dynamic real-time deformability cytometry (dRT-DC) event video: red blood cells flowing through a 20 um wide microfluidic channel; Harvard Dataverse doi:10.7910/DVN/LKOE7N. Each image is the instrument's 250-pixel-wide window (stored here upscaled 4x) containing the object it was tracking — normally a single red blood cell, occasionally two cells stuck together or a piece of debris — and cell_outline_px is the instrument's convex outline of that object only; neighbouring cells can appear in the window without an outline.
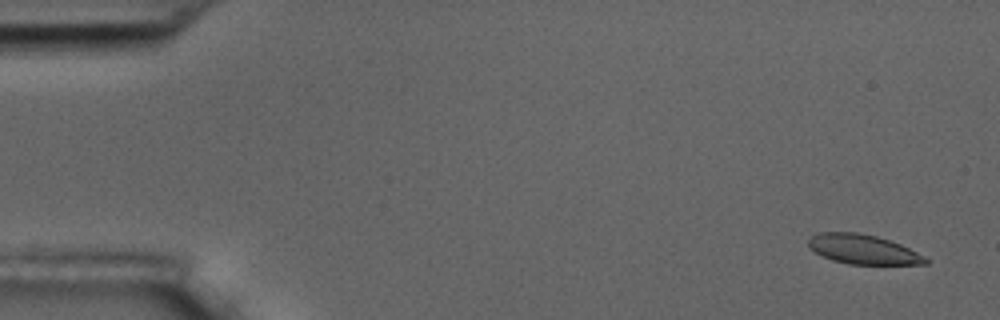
{"species": "common noctule bat (a hibernating species)", "species_latin": "Nyctalus noctula", "temperature_condition": "room temperature", "stored_images_in_passage": 57, "camera_frame_rate_fps": 3000, "um_per_image_px": 0.085, "animal": {"sex": "male", "body_mass_g": 17.5, "forearm_length_mm": 52.3}, "frame": {"image": 1, "passage_image": 3, "time_ms": 0.667, "image_size_px": [1000, 320], "cell_outline_px": [[928, 264], [848, 264], [832, 260], [808, 248], [808, 240], [812, 236], [820, 232], [856, 232], [876, 236], [900, 244], [916, 252], [928, 260]], "centroid_in_image_um": [73.32, 21.19], "position_along_channel_um": 11.7, "area_um2": 19.88}}
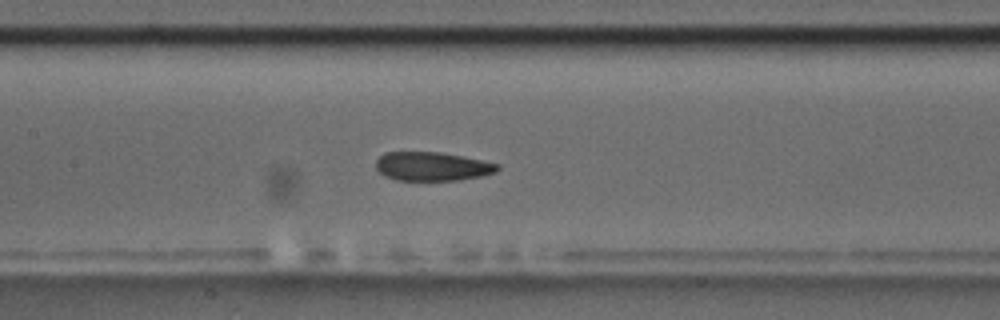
{"frame": {"image": 2, "passage_image": 27, "time_ms": 8.667, "image_size_px": [1000, 320], "cell_outline_px": [[500, 168], [496, 172], [480, 176], [460, 180], [396, 180], [380, 172], [376, 168], [376, 160], [384, 152], [440, 152], [464, 156], [500, 164]], "centroid_in_image_um": [36.77, 14.13], "position_along_channel_um": 170.6, "area_um2": 20.4}}
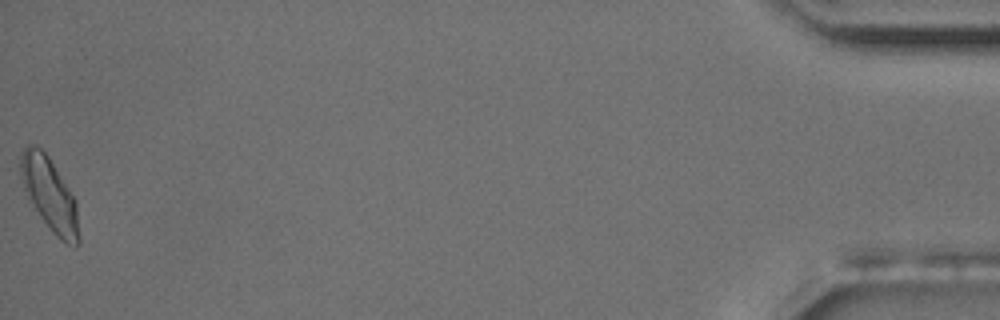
{"frame": {"image": 3, "passage_image": 57, "time_ms": 18.667, "image_size_px": [1000, 320], "cell_outline_px": [[80, 244], [76, 248], [60, 240], [52, 232], [40, 216], [28, 196], [24, 188], [20, 172], [20, 152], [28, 144], [36, 144], [48, 156], [76, 200], [80, 236]], "centroid_in_image_um": [4.24, 16.54], "position_along_channel_um": 431.0, "area_um2": 24.8}, "authors_computed_cell_mechanics": {"area_um2": 21.3282, "velocity_mm_per_s": 3.5701, "shape_relaxation_time_tau1_ms": 8.3513, "shape_relaxation_time_tau2_ms": 1.8539, "deformation_change_tau1": 0.1438, "deformation_change_tau2": 0.0539}}